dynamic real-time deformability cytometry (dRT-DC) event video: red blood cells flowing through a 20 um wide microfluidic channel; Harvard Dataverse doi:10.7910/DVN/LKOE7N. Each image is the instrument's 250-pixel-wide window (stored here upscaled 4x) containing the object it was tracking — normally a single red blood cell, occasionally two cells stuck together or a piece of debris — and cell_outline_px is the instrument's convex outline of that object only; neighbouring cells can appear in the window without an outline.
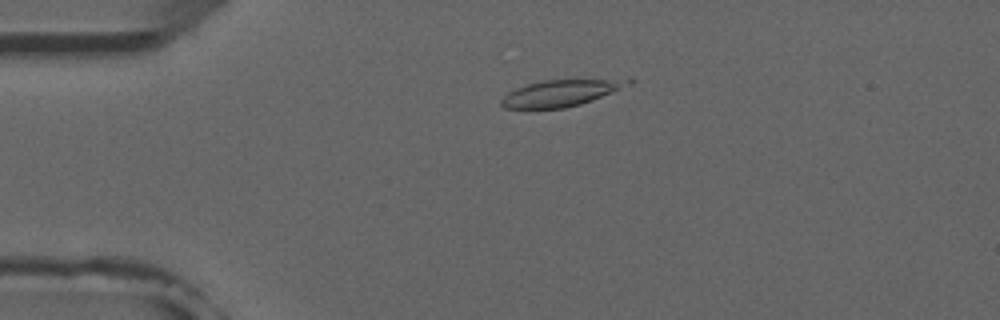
{"species": "common noctule bat (a hibernating species)", "species_latin": "Nyctalus noctula", "temperature_condition": "room temperature", "stored_images_in_passage": 3, "camera_frame_rate_fps": 3000, "um_per_image_px": 0.085, "animal": {"sex": "male", "forearm_length_mm": 52.5}, "frame": {"image": 1, "passage_image": 2, "time_ms": 2.0, "image_size_px": [1000, 320], "cell_outline_px": [[632, 84], [592, 100], [580, 104], [564, 108], [504, 108], [500, 104], [500, 100], [508, 92], [516, 88], [528, 84], [544, 80], [628, 76], [632, 76]], "centroid_in_image_um": [47.82, 7.84], "position_along_channel_um": 37.2, "area_um2": 20.35}}